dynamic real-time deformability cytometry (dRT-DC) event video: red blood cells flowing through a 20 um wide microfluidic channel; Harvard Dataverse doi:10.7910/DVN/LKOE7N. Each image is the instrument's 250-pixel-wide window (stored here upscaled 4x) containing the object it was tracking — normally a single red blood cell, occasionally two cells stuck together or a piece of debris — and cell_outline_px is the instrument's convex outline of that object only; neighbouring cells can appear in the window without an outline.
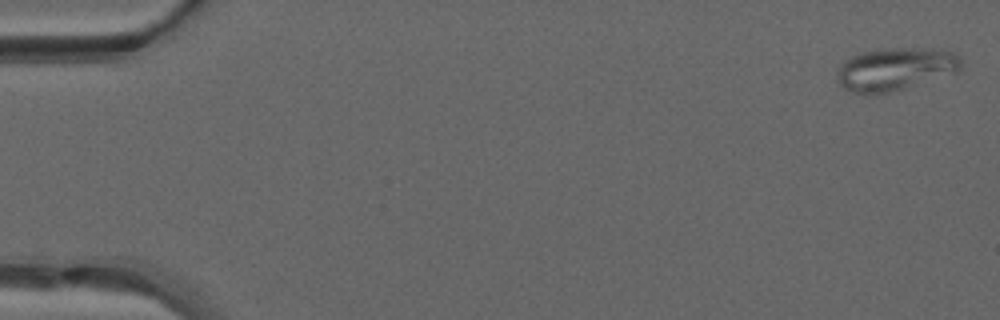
{"species": "common noctule bat (a hibernating species)", "species_latin": "Nyctalus noctula", "temperature_condition": "warm", "stored_images_in_passage": 12, "camera_frame_rate_fps": 3000, "um_per_image_px": 0.085, "animal": {"sex": "male", "forearm_length_mm": 52.5}, "frame": {"image": 1, "passage_image": 1, "time_ms": 0.0, "image_size_px": [1000, 320], "cell_outline_px": [[964, 64], [956, 72], [888, 92], [868, 96], [852, 92], [844, 88], [836, 80], [836, 72], [840, 64], [852, 56], [864, 52], [892, 48], [912, 48], [952, 52], [960, 56]], "centroid_in_image_um": [76.04, 5.89], "position_along_channel_um": 9.0, "area_um2": 30.52}}